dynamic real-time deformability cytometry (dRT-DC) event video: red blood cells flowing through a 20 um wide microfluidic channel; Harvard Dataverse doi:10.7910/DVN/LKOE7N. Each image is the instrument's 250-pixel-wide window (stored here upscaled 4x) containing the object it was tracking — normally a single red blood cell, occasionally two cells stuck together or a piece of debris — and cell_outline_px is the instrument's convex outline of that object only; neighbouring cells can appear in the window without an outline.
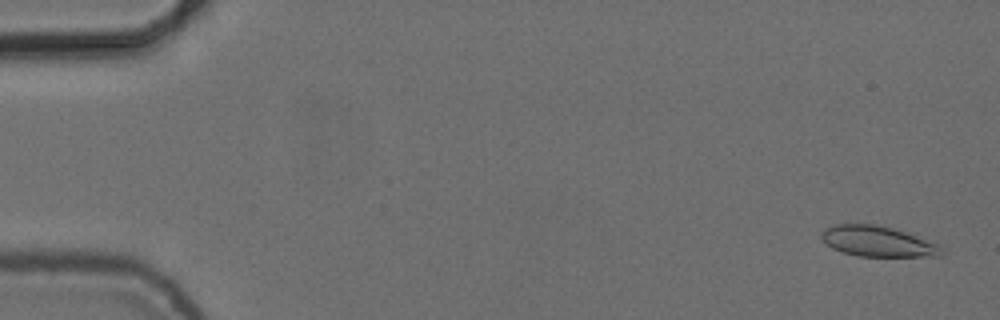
{"species": "common noctule bat (a hibernating species)", "species_latin": "Nyctalus noctula", "temperature_condition": "cold", "stored_images_in_passage": 55, "camera_frame_rate_fps": 3000, "um_per_image_px": 0.085, "animal": {"sex": "female", "body_mass_g": 24.6, "forearm_length_mm": 56.2}, "frame": {"image": 1, "passage_image": 2, "time_ms": 0.333, "image_size_px": [1000, 320], "cell_outline_px": [[944, 252], [940, 256], [856, 256], [832, 248], [820, 236], [820, 232], [824, 228], [836, 224], [876, 224], [892, 228], [944, 244]], "centroid_in_image_um": [74.68, 20.51], "position_along_channel_um": 10.3, "area_um2": 21.62}}
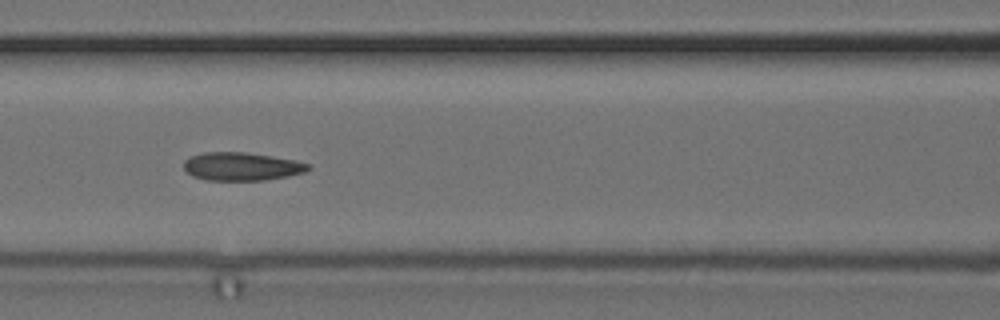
{"frame": {"image": 2, "passage_image": 24, "time_ms": 7.667, "image_size_px": [1000, 320], "cell_outline_px": [[312, 168], [304, 172], [288, 176], [264, 180], [204, 180], [192, 176], [184, 168], [184, 160], [192, 156], [204, 152], [244, 152], [296, 160], [312, 164]], "centroid_in_image_um": [20.56, 14.15], "position_along_channel_um": 146.0, "area_um2": 20.46}}
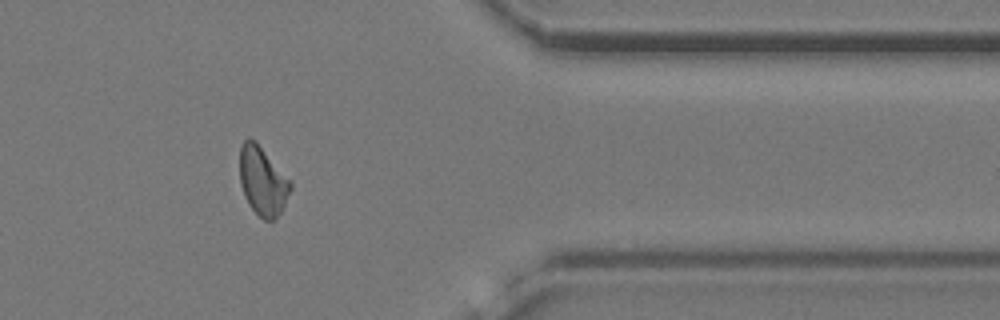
{"frame": {"image": 3, "passage_image": 45, "time_ms": 14.667, "image_size_px": [1000, 320], "cell_outline_px": [[292, 188], [280, 212], [272, 220], [264, 220], [248, 204], [244, 196], [240, 184], [240, 148], [244, 140], [248, 136], [256, 140], [292, 180]], "centroid_in_image_um": [22.33, 15.33], "position_along_channel_um": 389.1, "area_um2": 20.58}, "authors_computed_cell_mechanics": {"area_um2": 20.4034, "velocity_mm_per_s": 3.7379, "shape_relaxation_time_tau1_ms": null, "shape_relaxation_time_tau2_ms": 3.2246, "deformation_change_tau1": null, "deformation_change_tau2": 0.0856}}